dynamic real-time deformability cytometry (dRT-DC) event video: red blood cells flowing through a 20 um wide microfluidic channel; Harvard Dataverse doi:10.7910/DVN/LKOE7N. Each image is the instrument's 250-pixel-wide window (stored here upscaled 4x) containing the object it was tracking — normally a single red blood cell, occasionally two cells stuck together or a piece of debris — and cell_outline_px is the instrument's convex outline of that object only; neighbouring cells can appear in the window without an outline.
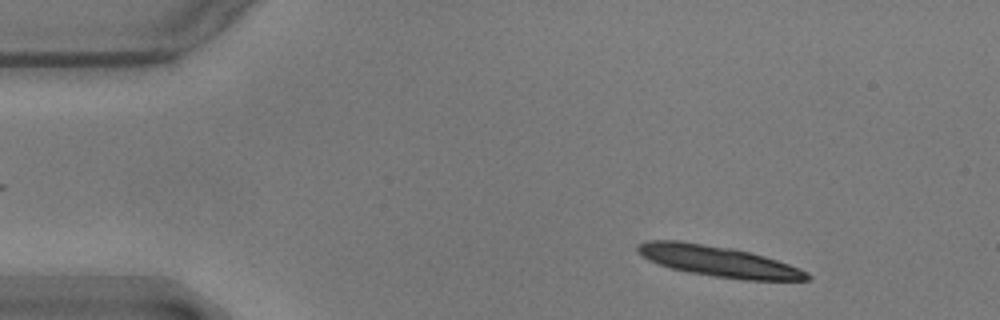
{"species": "common noctule bat (a hibernating species)", "species_latin": "Nyctalus noctula", "temperature_condition": "warm", "stored_images_in_passage": 55, "segment_of_instrument_passage": [1, 2], "camera_frame_rate_fps": 3000, "um_per_image_px": 0.085, "animal": {"sex": "male", "body_mass_g": 17.9}, "frame": {"image": 1, "passage_image": 5, "time_ms": 1.333, "image_size_px": [1000, 320], "cell_outline_px": [[812, 280], [748, 280], [712, 276], [688, 272], [672, 268], [648, 260], [636, 248], [640, 244], [648, 240], [680, 240], [732, 248], [764, 256], [800, 268], [808, 272], [812, 276]], "centroid_in_image_um": [61.11, 22.21], "position_along_channel_um": 23.9, "area_um2": 30.11}}